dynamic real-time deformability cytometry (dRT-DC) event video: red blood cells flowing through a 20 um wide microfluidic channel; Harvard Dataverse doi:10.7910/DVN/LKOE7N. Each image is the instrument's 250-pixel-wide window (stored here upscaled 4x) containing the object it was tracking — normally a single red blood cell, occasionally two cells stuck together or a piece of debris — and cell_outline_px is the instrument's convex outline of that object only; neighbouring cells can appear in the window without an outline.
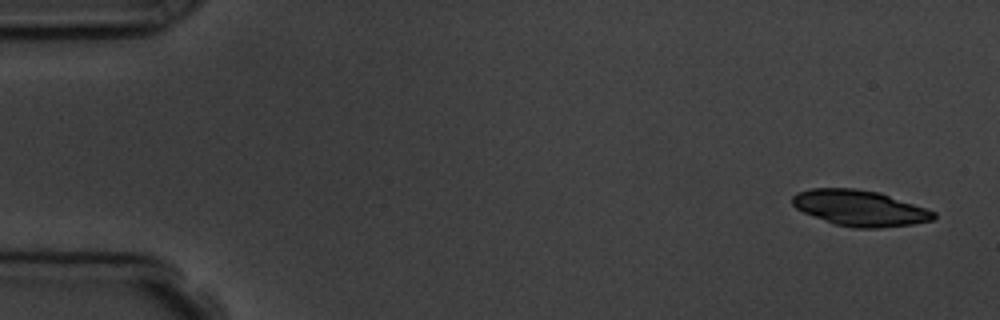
{"species": "common noctule bat (a hibernating species)", "species_latin": "Nyctalus noctula", "temperature_condition": "room temperature", "stored_images_in_passage": 5, "camera_frame_rate_fps": 3000, "um_per_image_px": 0.085, "animal": {"sex": "male", "body_mass_g": 19.5, "forearm_length_mm": 54.6}, "frame": {"image": 1, "passage_image": 1, "time_ms": 0.0, "image_size_px": [1000, 320], "cell_outline_px": [[936, 216], [932, 220], [912, 224], [880, 228], [856, 228], [836, 224], [804, 212], [796, 208], [792, 204], [792, 196], [796, 192], [812, 188], [856, 188], [880, 192], [936, 212]], "centroid_in_image_um": [73.08, 17.67], "position_along_channel_um": 11.9, "area_um2": 29.3}}